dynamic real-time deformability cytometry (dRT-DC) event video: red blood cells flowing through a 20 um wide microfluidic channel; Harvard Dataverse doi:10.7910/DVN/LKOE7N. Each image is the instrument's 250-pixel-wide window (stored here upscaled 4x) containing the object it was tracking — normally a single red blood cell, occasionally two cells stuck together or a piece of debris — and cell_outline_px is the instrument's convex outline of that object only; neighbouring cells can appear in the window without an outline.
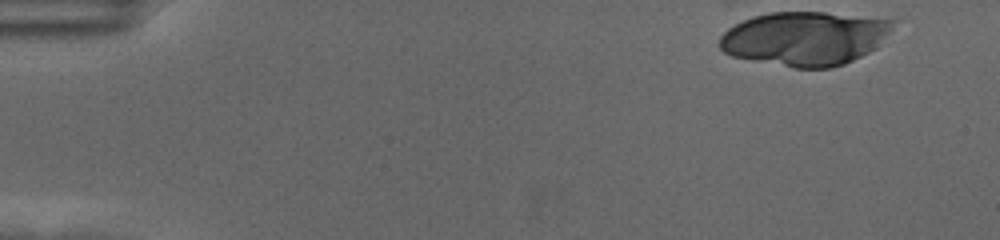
{"species": "human", "species_latin": "Homo sapiens", "temperature_condition": "cold", "stored_images_in_passage": 10, "camera_frame_rate_fps": 3000, "um_per_image_px": 0.085, "donor": {"sex": "female"}, "frame": {"image": 1, "passage_image": 1, "time_ms": 0.0, "image_size_px": [1000, 240], "cell_outline_px": [[896, 20], [892, 28], [876, 48], [844, 64], [832, 68], [792, 68], [732, 56], [724, 52], [720, 48], [720, 36], [728, 28], [752, 16], [768, 12], [824, 12]], "centroid_in_image_um": [68.39, 3.27], "position_along_channel_um": 16.6, "area_um2": 54.39}}